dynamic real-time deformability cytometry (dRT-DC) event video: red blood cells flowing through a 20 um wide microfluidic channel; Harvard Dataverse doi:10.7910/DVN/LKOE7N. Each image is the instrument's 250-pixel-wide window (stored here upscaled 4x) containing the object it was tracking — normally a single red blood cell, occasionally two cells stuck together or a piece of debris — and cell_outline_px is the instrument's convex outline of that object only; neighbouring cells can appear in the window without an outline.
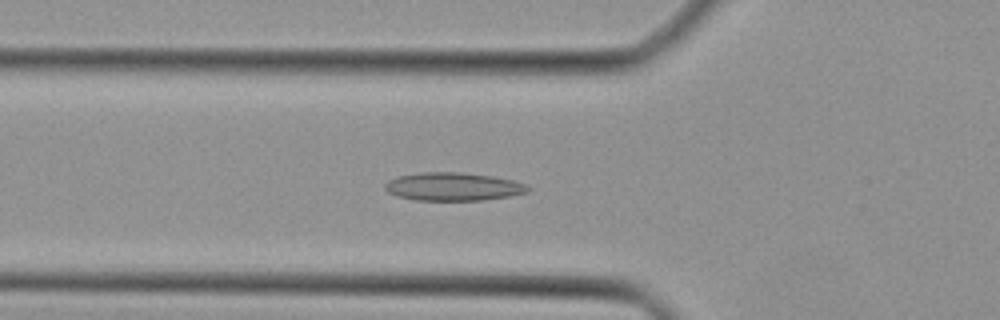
{"species": "Egyptian fruit bat (a non-hibernating species)", "species_latin": "Rousettus aegyptiacus", "temperature_condition": "cold", "stored_images_in_passage": 34, "camera_frame_rate_fps": 3000, "um_per_image_px": 0.085, "animal": {"sex": "female"}, "frame": {"image": 1, "passage_image": 5, "time_ms": 1.333, "image_size_px": [1000, 320], "cell_outline_px": [[532, 188], [528, 192], [508, 196], [484, 200], [416, 200], [396, 196], [388, 192], [384, 188], [384, 184], [388, 180], [396, 176], [420, 172], [460, 172], [492, 176], [512, 180], [524, 184]], "centroid_in_image_um": [38.48, 15.86], "position_along_channel_um": 87.3, "area_um2": 23.52}}
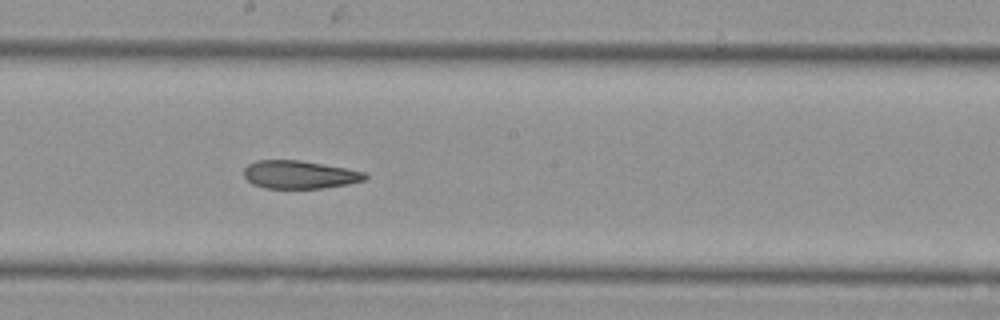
{"frame": {"image": 2, "passage_image": 14, "time_ms": 4.333, "image_size_px": [1000, 320], "cell_outline_px": [[368, 176], [364, 180], [348, 184], [324, 188], [264, 188], [252, 184], [244, 176], [244, 168], [248, 164], [256, 160], [300, 160], [344, 168], [364, 172]], "centroid_in_image_um": [25.42, 14.84], "position_along_channel_um": 222.8, "area_um2": 19.71}}
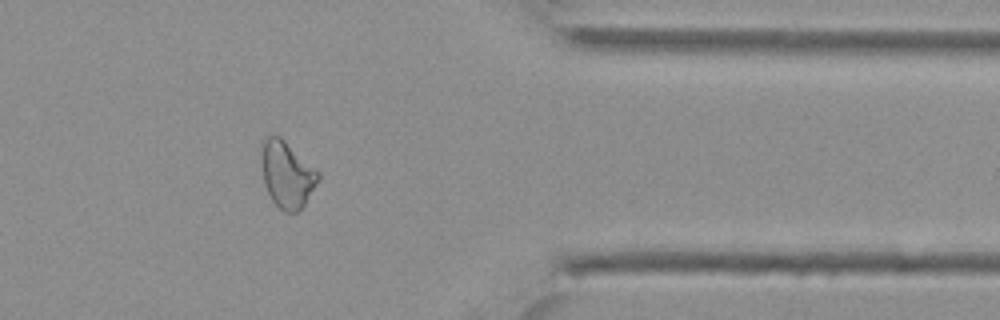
{"frame": {"image": 3, "passage_image": 26, "time_ms": 8.333, "image_size_px": [1000, 320], "cell_outline_px": [[320, 180], [304, 204], [296, 212], [284, 212], [272, 200], [264, 184], [260, 156], [264, 140], [268, 136], [280, 136], [320, 172]], "centroid_in_image_um": [24.4, 14.82], "position_along_channel_um": 387.0, "area_um2": 21.91}}